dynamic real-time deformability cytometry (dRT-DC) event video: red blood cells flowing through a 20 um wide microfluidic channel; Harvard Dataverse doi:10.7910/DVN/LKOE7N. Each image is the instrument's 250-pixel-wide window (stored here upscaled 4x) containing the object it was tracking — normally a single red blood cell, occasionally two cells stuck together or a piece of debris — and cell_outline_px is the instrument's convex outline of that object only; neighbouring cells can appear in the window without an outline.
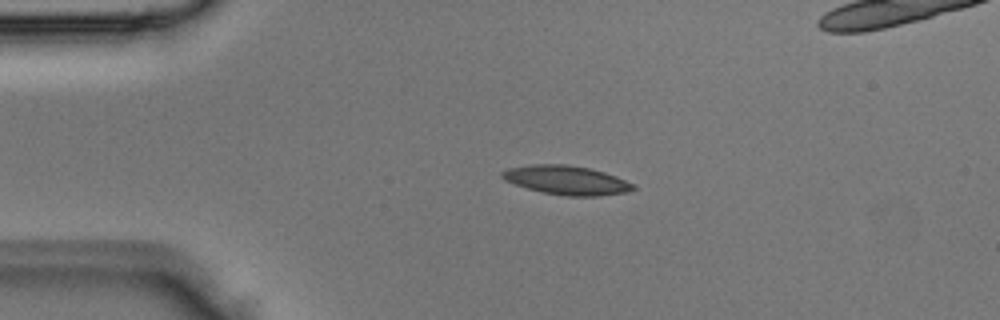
{"species": "Egyptian fruit bat (a non-hibernating species)", "species_latin": "Rousettus aegyptiacus", "temperature_condition": "room temperature", "stored_images_in_passage": 4, "camera_frame_rate_fps": 3000, "um_per_image_px": 0.085, "animal": {"sex": "male"}, "frame": {"image": 1, "passage_image": 3, "time_ms": 0.667, "image_size_px": [1000, 320], "cell_outline_px": [[636, 188], [624, 192], [600, 196], [568, 196], [544, 192], [528, 188], [504, 180], [500, 176], [500, 172], [508, 168], [532, 164], [568, 164], [588, 168], [604, 172], [616, 176], [636, 184]], "centroid_in_image_um": [48.16, 15.3], "position_along_channel_um": 36.8, "area_um2": 22.08}}